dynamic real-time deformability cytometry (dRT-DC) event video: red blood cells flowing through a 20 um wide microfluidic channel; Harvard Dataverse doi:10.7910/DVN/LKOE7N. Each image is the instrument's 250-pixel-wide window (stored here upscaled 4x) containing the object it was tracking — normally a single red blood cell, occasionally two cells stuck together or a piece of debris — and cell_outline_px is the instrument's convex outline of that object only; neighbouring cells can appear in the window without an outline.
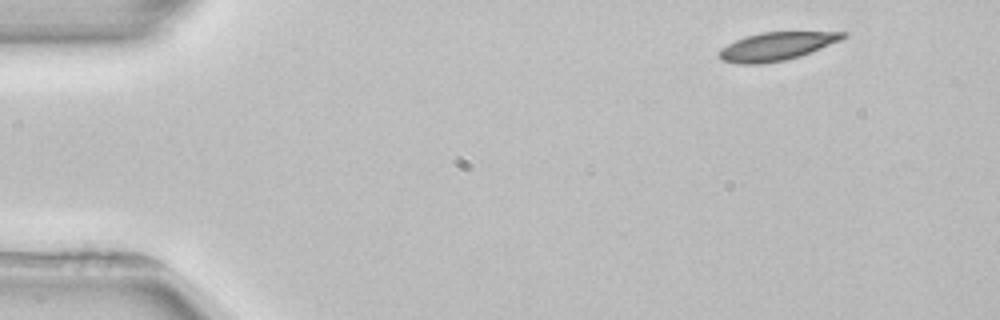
{"species": "common noctule bat (a hibernating species)", "species_latin": "Nyctalus noctula", "temperature_condition": "room temperature", "stored_images_in_passage": 3, "camera_frame_rate_fps": 3000, "um_per_image_px": 0.085, "animal": {"sex": "female", "body_mass_g": 22.7, "forearm_length_mm": 54.2}, "frame": {"image": 1, "passage_image": 1, "time_ms": 0.0, "image_size_px": [1000, 320], "cell_outline_px": [[848, 36], [840, 40], [812, 52], [800, 56], [784, 60], [760, 64], [736, 64], [720, 60], [720, 48], [744, 36], [760, 32], [848, 32]], "centroid_in_image_um": [65.99, 3.94], "position_along_channel_um": 19.0, "area_um2": 20.35}}
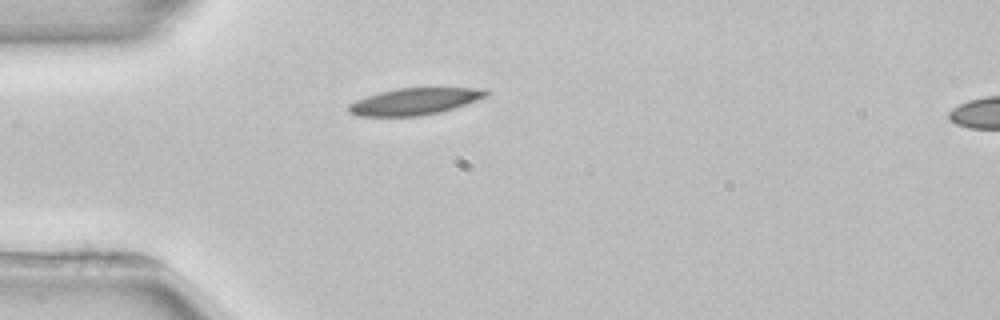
{"frame": {"image": 2, "passage_image": 3, "time_ms": 3.0, "image_size_px": [1000, 320], "cell_outline_px": [[492, 92], [488, 96], [440, 112], [420, 116], [356, 116], [348, 112], [348, 104], [356, 100], [380, 92], [396, 88], [484, 88]], "centroid_in_image_um": [35.24, 8.62], "position_along_channel_um": 49.8, "area_um2": 21.39}}